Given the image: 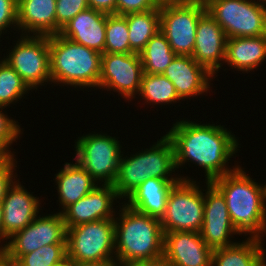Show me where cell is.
Returning <instances> with one entry per match:
<instances>
[{
	"label": "cell",
	"instance_id": "6da1fadb",
	"mask_svg": "<svg viewBox=\"0 0 266 266\" xmlns=\"http://www.w3.org/2000/svg\"><path fill=\"white\" fill-rule=\"evenodd\" d=\"M172 123L165 134L174 146L175 166L181 180L196 179L181 174L182 168L184 169L187 164L193 167L191 164L193 163L198 169H203L205 177L203 182H212L240 165L234 160V165L229 166V163L232 164L231 158H235L237 152L241 151L239 149L241 141L230 129L228 130V127H225L226 125H216L213 122L211 124L210 121L203 123L197 119L193 121L184 117L183 120L176 119L175 123Z\"/></svg>",
	"mask_w": 266,
	"mask_h": 266
},
{
	"label": "cell",
	"instance_id": "7a4b0ae2",
	"mask_svg": "<svg viewBox=\"0 0 266 266\" xmlns=\"http://www.w3.org/2000/svg\"><path fill=\"white\" fill-rule=\"evenodd\" d=\"M242 164L211 183L223 194L230 220L239 236L266 238V182L261 184ZM248 236V237H247Z\"/></svg>",
	"mask_w": 266,
	"mask_h": 266
},
{
	"label": "cell",
	"instance_id": "3957f363",
	"mask_svg": "<svg viewBox=\"0 0 266 266\" xmlns=\"http://www.w3.org/2000/svg\"><path fill=\"white\" fill-rule=\"evenodd\" d=\"M115 220V263L163 259L164 233L160 219L121 203Z\"/></svg>",
	"mask_w": 266,
	"mask_h": 266
},
{
	"label": "cell",
	"instance_id": "277c9868",
	"mask_svg": "<svg viewBox=\"0 0 266 266\" xmlns=\"http://www.w3.org/2000/svg\"><path fill=\"white\" fill-rule=\"evenodd\" d=\"M49 50L52 88L66 86L68 89L73 87L72 89L83 92H91L93 88V91L97 92L101 73V53L60 34L49 35Z\"/></svg>",
	"mask_w": 266,
	"mask_h": 266
},
{
	"label": "cell",
	"instance_id": "5b68a950",
	"mask_svg": "<svg viewBox=\"0 0 266 266\" xmlns=\"http://www.w3.org/2000/svg\"><path fill=\"white\" fill-rule=\"evenodd\" d=\"M148 148L132 152L123 149L119 170L113 186L124 201L147 178L180 179L176 166L174 146L166 134ZM127 154V155H124Z\"/></svg>",
	"mask_w": 266,
	"mask_h": 266
},
{
	"label": "cell",
	"instance_id": "8992f818",
	"mask_svg": "<svg viewBox=\"0 0 266 266\" xmlns=\"http://www.w3.org/2000/svg\"><path fill=\"white\" fill-rule=\"evenodd\" d=\"M66 249L70 265H116L114 218L67 228Z\"/></svg>",
	"mask_w": 266,
	"mask_h": 266
},
{
	"label": "cell",
	"instance_id": "52a82bcc",
	"mask_svg": "<svg viewBox=\"0 0 266 266\" xmlns=\"http://www.w3.org/2000/svg\"><path fill=\"white\" fill-rule=\"evenodd\" d=\"M106 131H91L74 141L72 159L83 167L98 184L113 185L116 181L123 148L122 140ZM121 141V142H120Z\"/></svg>",
	"mask_w": 266,
	"mask_h": 266
},
{
	"label": "cell",
	"instance_id": "ba28073f",
	"mask_svg": "<svg viewBox=\"0 0 266 266\" xmlns=\"http://www.w3.org/2000/svg\"><path fill=\"white\" fill-rule=\"evenodd\" d=\"M12 45L3 54V60L11 66L35 93L39 89L52 84L50 74L49 36L21 35L12 36ZM6 55V56H5Z\"/></svg>",
	"mask_w": 266,
	"mask_h": 266
},
{
	"label": "cell",
	"instance_id": "9c48e42d",
	"mask_svg": "<svg viewBox=\"0 0 266 266\" xmlns=\"http://www.w3.org/2000/svg\"><path fill=\"white\" fill-rule=\"evenodd\" d=\"M197 180H180L170 190L166 211L160 220L163 233L201 231L204 220V186L200 184L202 181Z\"/></svg>",
	"mask_w": 266,
	"mask_h": 266
},
{
	"label": "cell",
	"instance_id": "30bf717a",
	"mask_svg": "<svg viewBox=\"0 0 266 266\" xmlns=\"http://www.w3.org/2000/svg\"><path fill=\"white\" fill-rule=\"evenodd\" d=\"M205 7L227 39L266 35V7L255 0H208Z\"/></svg>",
	"mask_w": 266,
	"mask_h": 266
},
{
	"label": "cell",
	"instance_id": "8fae6325",
	"mask_svg": "<svg viewBox=\"0 0 266 266\" xmlns=\"http://www.w3.org/2000/svg\"><path fill=\"white\" fill-rule=\"evenodd\" d=\"M38 215L28 226L14 233L9 239L0 262L12 266L22 255L50 244H66L67 228L62 213Z\"/></svg>",
	"mask_w": 266,
	"mask_h": 266
},
{
	"label": "cell",
	"instance_id": "7c38bea8",
	"mask_svg": "<svg viewBox=\"0 0 266 266\" xmlns=\"http://www.w3.org/2000/svg\"><path fill=\"white\" fill-rule=\"evenodd\" d=\"M160 6V31L177 55L191 56L199 18L206 12L205 3L181 0Z\"/></svg>",
	"mask_w": 266,
	"mask_h": 266
},
{
	"label": "cell",
	"instance_id": "4fadbf2b",
	"mask_svg": "<svg viewBox=\"0 0 266 266\" xmlns=\"http://www.w3.org/2000/svg\"><path fill=\"white\" fill-rule=\"evenodd\" d=\"M143 66L138 53H103L98 89L106 94L118 93L121 99L133 103L139 94ZM109 91V92H108Z\"/></svg>",
	"mask_w": 266,
	"mask_h": 266
},
{
	"label": "cell",
	"instance_id": "5bb4252c",
	"mask_svg": "<svg viewBox=\"0 0 266 266\" xmlns=\"http://www.w3.org/2000/svg\"><path fill=\"white\" fill-rule=\"evenodd\" d=\"M204 220L201 237L212 250L238 242L223 194L211 183L204 182ZM234 239V241H233Z\"/></svg>",
	"mask_w": 266,
	"mask_h": 266
},
{
	"label": "cell",
	"instance_id": "9a60e30c",
	"mask_svg": "<svg viewBox=\"0 0 266 266\" xmlns=\"http://www.w3.org/2000/svg\"><path fill=\"white\" fill-rule=\"evenodd\" d=\"M121 203L123 200L118 196L113 185L98 184L86 196L62 212L65 226L69 228L83 223L115 218Z\"/></svg>",
	"mask_w": 266,
	"mask_h": 266
},
{
	"label": "cell",
	"instance_id": "2e32d148",
	"mask_svg": "<svg viewBox=\"0 0 266 266\" xmlns=\"http://www.w3.org/2000/svg\"><path fill=\"white\" fill-rule=\"evenodd\" d=\"M162 74L173 83L181 101L194 102L198 96L215 92L211 83L214 76L191 56L176 55Z\"/></svg>",
	"mask_w": 266,
	"mask_h": 266
},
{
	"label": "cell",
	"instance_id": "e0dca14e",
	"mask_svg": "<svg viewBox=\"0 0 266 266\" xmlns=\"http://www.w3.org/2000/svg\"><path fill=\"white\" fill-rule=\"evenodd\" d=\"M226 41L224 30L206 11L198 20L192 57L214 78L220 69L228 70L223 67Z\"/></svg>",
	"mask_w": 266,
	"mask_h": 266
},
{
	"label": "cell",
	"instance_id": "ac0fdd59",
	"mask_svg": "<svg viewBox=\"0 0 266 266\" xmlns=\"http://www.w3.org/2000/svg\"><path fill=\"white\" fill-rule=\"evenodd\" d=\"M212 251L200 232L164 233L163 260L167 266H211Z\"/></svg>",
	"mask_w": 266,
	"mask_h": 266
},
{
	"label": "cell",
	"instance_id": "d6986e66",
	"mask_svg": "<svg viewBox=\"0 0 266 266\" xmlns=\"http://www.w3.org/2000/svg\"><path fill=\"white\" fill-rule=\"evenodd\" d=\"M17 178L8 188L2 201L3 206V229L5 235L10 238L14 233L28 226L42 209V196L35 197ZM42 200V201H41Z\"/></svg>",
	"mask_w": 266,
	"mask_h": 266
},
{
	"label": "cell",
	"instance_id": "ffe728a7",
	"mask_svg": "<svg viewBox=\"0 0 266 266\" xmlns=\"http://www.w3.org/2000/svg\"><path fill=\"white\" fill-rule=\"evenodd\" d=\"M107 14L92 8L79 12L60 31V35L84 45L101 54L104 53Z\"/></svg>",
	"mask_w": 266,
	"mask_h": 266
},
{
	"label": "cell",
	"instance_id": "44dd1931",
	"mask_svg": "<svg viewBox=\"0 0 266 266\" xmlns=\"http://www.w3.org/2000/svg\"><path fill=\"white\" fill-rule=\"evenodd\" d=\"M264 62L266 63V35L227 39L223 66L226 65L232 72L248 74L257 71Z\"/></svg>",
	"mask_w": 266,
	"mask_h": 266
},
{
	"label": "cell",
	"instance_id": "7402d4cb",
	"mask_svg": "<svg viewBox=\"0 0 266 266\" xmlns=\"http://www.w3.org/2000/svg\"><path fill=\"white\" fill-rule=\"evenodd\" d=\"M180 180L147 178L123 203L140 213L161 220L166 211L168 194Z\"/></svg>",
	"mask_w": 266,
	"mask_h": 266
},
{
	"label": "cell",
	"instance_id": "603a6c76",
	"mask_svg": "<svg viewBox=\"0 0 266 266\" xmlns=\"http://www.w3.org/2000/svg\"><path fill=\"white\" fill-rule=\"evenodd\" d=\"M19 35L56 34V0H18Z\"/></svg>",
	"mask_w": 266,
	"mask_h": 266
},
{
	"label": "cell",
	"instance_id": "cb8c5ba5",
	"mask_svg": "<svg viewBox=\"0 0 266 266\" xmlns=\"http://www.w3.org/2000/svg\"><path fill=\"white\" fill-rule=\"evenodd\" d=\"M64 167L59 169L54 175V186L57 187L58 211L62 213L68 206L76 203L79 199L86 196L98 183L91 175L81 167L76 161L65 162ZM61 206V207H60Z\"/></svg>",
	"mask_w": 266,
	"mask_h": 266
},
{
	"label": "cell",
	"instance_id": "d4e9b609",
	"mask_svg": "<svg viewBox=\"0 0 266 266\" xmlns=\"http://www.w3.org/2000/svg\"><path fill=\"white\" fill-rule=\"evenodd\" d=\"M265 242L244 239L212 251L211 266H261L266 255Z\"/></svg>",
	"mask_w": 266,
	"mask_h": 266
},
{
	"label": "cell",
	"instance_id": "484cf974",
	"mask_svg": "<svg viewBox=\"0 0 266 266\" xmlns=\"http://www.w3.org/2000/svg\"><path fill=\"white\" fill-rule=\"evenodd\" d=\"M137 100H142L144 104L152 105L151 107L158 106H170L171 104H183L181 99L176 93L173 83L165 77L163 74H147L143 73L141 79V87L139 94L137 95ZM154 105V106H153Z\"/></svg>",
	"mask_w": 266,
	"mask_h": 266
},
{
	"label": "cell",
	"instance_id": "4316f807",
	"mask_svg": "<svg viewBox=\"0 0 266 266\" xmlns=\"http://www.w3.org/2000/svg\"><path fill=\"white\" fill-rule=\"evenodd\" d=\"M124 16L128 25L130 49L139 54L160 30V6L153 10L129 13Z\"/></svg>",
	"mask_w": 266,
	"mask_h": 266
},
{
	"label": "cell",
	"instance_id": "83f0119b",
	"mask_svg": "<svg viewBox=\"0 0 266 266\" xmlns=\"http://www.w3.org/2000/svg\"><path fill=\"white\" fill-rule=\"evenodd\" d=\"M143 73L162 74L177 55L165 35L159 30L139 53Z\"/></svg>",
	"mask_w": 266,
	"mask_h": 266
},
{
	"label": "cell",
	"instance_id": "f1b7e54d",
	"mask_svg": "<svg viewBox=\"0 0 266 266\" xmlns=\"http://www.w3.org/2000/svg\"><path fill=\"white\" fill-rule=\"evenodd\" d=\"M1 52L2 51H0V106L8 109L12 107V104L14 106L19 102L21 103V101L23 102L26 95L29 96L28 94L33 91L27 86L20 75L2 59L3 56Z\"/></svg>",
	"mask_w": 266,
	"mask_h": 266
},
{
	"label": "cell",
	"instance_id": "f546056e",
	"mask_svg": "<svg viewBox=\"0 0 266 266\" xmlns=\"http://www.w3.org/2000/svg\"><path fill=\"white\" fill-rule=\"evenodd\" d=\"M127 20L124 15L106 16L104 53H134L130 49Z\"/></svg>",
	"mask_w": 266,
	"mask_h": 266
},
{
	"label": "cell",
	"instance_id": "4dcf8cb0",
	"mask_svg": "<svg viewBox=\"0 0 266 266\" xmlns=\"http://www.w3.org/2000/svg\"><path fill=\"white\" fill-rule=\"evenodd\" d=\"M70 265L67 261L66 244L45 245L22 255L12 266H57Z\"/></svg>",
	"mask_w": 266,
	"mask_h": 266
},
{
	"label": "cell",
	"instance_id": "1f68e13d",
	"mask_svg": "<svg viewBox=\"0 0 266 266\" xmlns=\"http://www.w3.org/2000/svg\"><path fill=\"white\" fill-rule=\"evenodd\" d=\"M3 109L5 108L0 106V143L13 156H16L17 153L14 152L15 149H12L13 147L11 146L13 145L14 142L17 144V141L21 137H23L24 128H21L22 124L19 125L20 122H18V120L14 118V115L10 114V116H13V118L8 116V113H7L8 110L5 111Z\"/></svg>",
	"mask_w": 266,
	"mask_h": 266
},
{
	"label": "cell",
	"instance_id": "d6a6232c",
	"mask_svg": "<svg viewBox=\"0 0 266 266\" xmlns=\"http://www.w3.org/2000/svg\"><path fill=\"white\" fill-rule=\"evenodd\" d=\"M89 8L88 0H56V34L79 12Z\"/></svg>",
	"mask_w": 266,
	"mask_h": 266
},
{
	"label": "cell",
	"instance_id": "836d02e7",
	"mask_svg": "<svg viewBox=\"0 0 266 266\" xmlns=\"http://www.w3.org/2000/svg\"><path fill=\"white\" fill-rule=\"evenodd\" d=\"M17 5L18 0H0V40L8 32L19 35Z\"/></svg>",
	"mask_w": 266,
	"mask_h": 266
},
{
	"label": "cell",
	"instance_id": "e575fe53",
	"mask_svg": "<svg viewBox=\"0 0 266 266\" xmlns=\"http://www.w3.org/2000/svg\"><path fill=\"white\" fill-rule=\"evenodd\" d=\"M17 156H13L9 161L0 164V203H2L8 188L18 178Z\"/></svg>",
	"mask_w": 266,
	"mask_h": 266
},
{
	"label": "cell",
	"instance_id": "d590c367",
	"mask_svg": "<svg viewBox=\"0 0 266 266\" xmlns=\"http://www.w3.org/2000/svg\"><path fill=\"white\" fill-rule=\"evenodd\" d=\"M158 7L159 5L154 0H116V14L118 15L145 12Z\"/></svg>",
	"mask_w": 266,
	"mask_h": 266
},
{
	"label": "cell",
	"instance_id": "8d00e7d4",
	"mask_svg": "<svg viewBox=\"0 0 266 266\" xmlns=\"http://www.w3.org/2000/svg\"><path fill=\"white\" fill-rule=\"evenodd\" d=\"M89 8L109 14H116V0H88Z\"/></svg>",
	"mask_w": 266,
	"mask_h": 266
},
{
	"label": "cell",
	"instance_id": "74e56055",
	"mask_svg": "<svg viewBox=\"0 0 266 266\" xmlns=\"http://www.w3.org/2000/svg\"><path fill=\"white\" fill-rule=\"evenodd\" d=\"M8 239L9 238L5 235L3 229V206L0 203V256L3 254V252L6 249Z\"/></svg>",
	"mask_w": 266,
	"mask_h": 266
},
{
	"label": "cell",
	"instance_id": "f35d334b",
	"mask_svg": "<svg viewBox=\"0 0 266 266\" xmlns=\"http://www.w3.org/2000/svg\"><path fill=\"white\" fill-rule=\"evenodd\" d=\"M116 266H167V264L163 259H160L155 261L130 262Z\"/></svg>",
	"mask_w": 266,
	"mask_h": 266
},
{
	"label": "cell",
	"instance_id": "ab89813d",
	"mask_svg": "<svg viewBox=\"0 0 266 266\" xmlns=\"http://www.w3.org/2000/svg\"><path fill=\"white\" fill-rule=\"evenodd\" d=\"M13 155L0 143V164L9 161Z\"/></svg>",
	"mask_w": 266,
	"mask_h": 266
},
{
	"label": "cell",
	"instance_id": "60d3db41",
	"mask_svg": "<svg viewBox=\"0 0 266 266\" xmlns=\"http://www.w3.org/2000/svg\"><path fill=\"white\" fill-rule=\"evenodd\" d=\"M158 5H163V4H169L173 2H178L181 0H154Z\"/></svg>",
	"mask_w": 266,
	"mask_h": 266
},
{
	"label": "cell",
	"instance_id": "b9f144b4",
	"mask_svg": "<svg viewBox=\"0 0 266 266\" xmlns=\"http://www.w3.org/2000/svg\"><path fill=\"white\" fill-rule=\"evenodd\" d=\"M257 3H259L260 5H263L266 7V0H255Z\"/></svg>",
	"mask_w": 266,
	"mask_h": 266
},
{
	"label": "cell",
	"instance_id": "7bdbcfd3",
	"mask_svg": "<svg viewBox=\"0 0 266 266\" xmlns=\"http://www.w3.org/2000/svg\"><path fill=\"white\" fill-rule=\"evenodd\" d=\"M71 266H116V265H71Z\"/></svg>",
	"mask_w": 266,
	"mask_h": 266
},
{
	"label": "cell",
	"instance_id": "ee69618b",
	"mask_svg": "<svg viewBox=\"0 0 266 266\" xmlns=\"http://www.w3.org/2000/svg\"><path fill=\"white\" fill-rule=\"evenodd\" d=\"M261 266H266V255L264 256L263 260H262V264Z\"/></svg>",
	"mask_w": 266,
	"mask_h": 266
},
{
	"label": "cell",
	"instance_id": "f6af8a7d",
	"mask_svg": "<svg viewBox=\"0 0 266 266\" xmlns=\"http://www.w3.org/2000/svg\"><path fill=\"white\" fill-rule=\"evenodd\" d=\"M195 1H198V2H201V3H206L208 0H195Z\"/></svg>",
	"mask_w": 266,
	"mask_h": 266
}]
</instances>
